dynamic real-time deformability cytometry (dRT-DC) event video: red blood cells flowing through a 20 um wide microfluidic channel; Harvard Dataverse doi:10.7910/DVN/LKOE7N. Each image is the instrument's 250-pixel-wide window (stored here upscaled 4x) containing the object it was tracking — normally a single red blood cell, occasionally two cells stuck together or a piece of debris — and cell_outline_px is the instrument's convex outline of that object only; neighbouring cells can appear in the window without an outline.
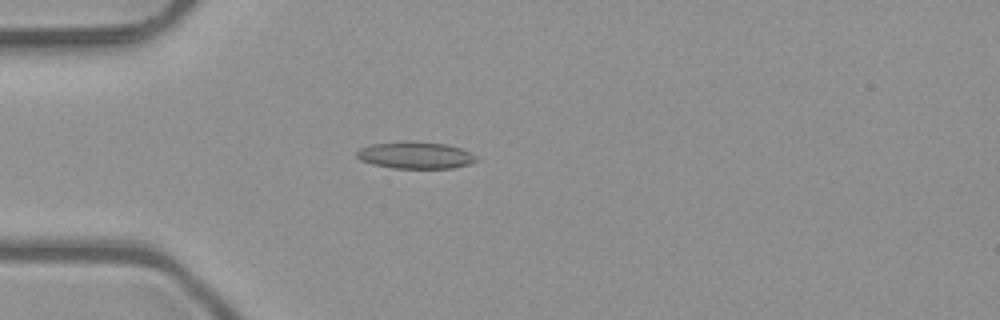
{"species": "common noctule bat (a hibernating species)", "species_latin": "Nyctalus noctula", "temperature_condition": "room temperature", "stored_images_in_passage": 4, "camera_frame_rate_fps": 3000, "um_per_image_px": 0.085, "animal": {"sex": "male", "body_mass_g": 23.1, "forearm_length_mm": 52.7}, "frame": {"image": 1, "passage_image": 4, "time_ms": 1.0, "image_size_px": [1000, 320], "cell_outline_px": [[480, 160], [468, 164], [452, 168], [392, 168], [372, 164], [360, 160], [356, 156], [356, 152], [360, 148], [372, 144], [412, 140], [448, 144], [460, 148], [476, 156]], "centroid_in_image_um": [35.3, 13.18], "position_along_channel_um": 49.7, "area_um2": 18.9}}